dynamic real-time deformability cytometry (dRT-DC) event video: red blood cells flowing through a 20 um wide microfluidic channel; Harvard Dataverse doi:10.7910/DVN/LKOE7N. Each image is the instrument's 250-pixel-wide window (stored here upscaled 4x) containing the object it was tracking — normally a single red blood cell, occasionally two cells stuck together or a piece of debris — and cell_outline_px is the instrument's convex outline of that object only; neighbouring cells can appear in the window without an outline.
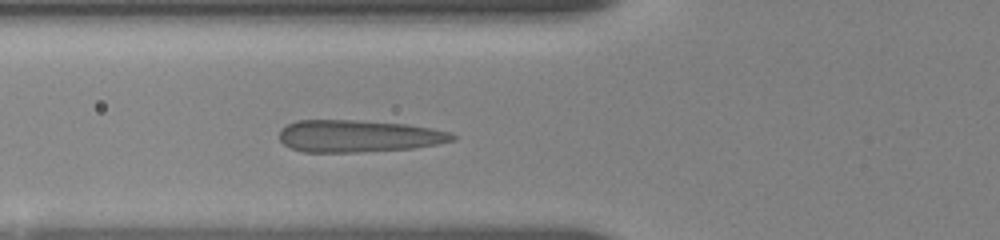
{"species": "human", "species_latin": "Homo sapiens", "temperature_condition": "room temperature", "stored_images_in_passage": 2, "camera_frame_rate_fps": 3000, "um_per_image_px": 0.085, "donor": {"sex": "female"}, "frame": {"image": 1, "passage_image": 2, "time_ms": 0.667, "image_size_px": [1000, 240], "cell_outline_px": [[456, 140], [436, 144], [412, 148], [356, 152], [304, 152], [292, 148], [284, 144], [280, 140], [280, 128], [296, 120], [356, 120], [408, 124], [448, 132], [456, 136]], "centroid_in_image_um": [30.43, 11.56], "position_along_channel_um": 95.4, "area_um2": 32.25}}